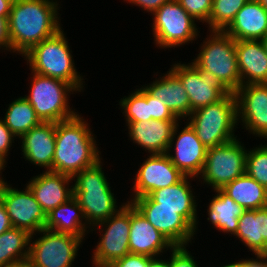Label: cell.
I'll return each instance as SVG.
<instances>
[{
    "label": "cell",
    "instance_id": "f1b7e54d",
    "mask_svg": "<svg viewBox=\"0 0 267 267\" xmlns=\"http://www.w3.org/2000/svg\"><path fill=\"white\" fill-rule=\"evenodd\" d=\"M217 194L208 205V220L218 229L235 235L239 217L245 210L221 189L214 190Z\"/></svg>",
    "mask_w": 267,
    "mask_h": 267
},
{
    "label": "cell",
    "instance_id": "3957f363",
    "mask_svg": "<svg viewBox=\"0 0 267 267\" xmlns=\"http://www.w3.org/2000/svg\"><path fill=\"white\" fill-rule=\"evenodd\" d=\"M101 164L99 160L72 177H76L73 197L82 209L86 224H90L87 226H95L119 211Z\"/></svg>",
    "mask_w": 267,
    "mask_h": 267
},
{
    "label": "cell",
    "instance_id": "7402d4cb",
    "mask_svg": "<svg viewBox=\"0 0 267 267\" xmlns=\"http://www.w3.org/2000/svg\"><path fill=\"white\" fill-rule=\"evenodd\" d=\"M178 121L150 120L126 122L129 136L133 143L148 150L151 154H164L172 138V133Z\"/></svg>",
    "mask_w": 267,
    "mask_h": 267
},
{
    "label": "cell",
    "instance_id": "cb8c5ba5",
    "mask_svg": "<svg viewBox=\"0 0 267 267\" xmlns=\"http://www.w3.org/2000/svg\"><path fill=\"white\" fill-rule=\"evenodd\" d=\"M189 178L184 176L178 183L154 190L148 196L157 203V207L176 209L197 230V210L195 196L192 193Z\"/></svg>",
    "mask_w": 267,
    "mask_h": 267
},
{
    "label": "cell",
    "instance_id": "484cf974",
    "mask_svg": "<svg viewBox=\"0 0 267 267\" xmlns=\"http://www.w3.org/2000/svg\"><path fill=\"white\" fill-rule=\"evenodd\" d=\"M234 236L241 239L254 255L263 253L267 248V207L244 210Z\"/></svg>",
    "mask_w": 267,
    "mask_h": 267
},
{
    "label": "cell",
    "instance_id": "74e56055",
    "mask_svg": "<svg viewBox=\"0 0 267 267\" xmlns=\"http://www.w3.org/2000/svg\"><path fill=\"white\" fill-rule=\"evenodd\" d=\"M151 257L129 253L113 261L108 267H148Z\"/></svg>",
    "mask_w": 267,
    "mask_h": 267
},
{
    "label": "cell",
    "instance_id": "7dc6e473",
    "mask_svg": "<svg viewBox=\"0 0 267 267\" xmlns=\"http://www.w3.org/2000/svg\"><path fill=\"white\" fill-rule=\"evenodd\" d=\"M5 164H6V160L3 158V157H1L0 156V175H2L1 173H2V169L3 170H5L4 168V166H5ZM0 182L3 184L5 181L2 179V177H0Z\"/></svg>",
    "mask_w": 267,
    "mask_h": 267
},
{
    "label": "cell",
    "instance_id": "9c48e42d",
    "mask_svg": "<svg viewBox=\"0 0 267 267\" xmlns=\"http://www.w3.org/2000/svg\"><path fill=\"white\" fill-rule=\"evenodd\" d=\"M153 16L154 41L161 48L184 45L198 36L195 19L177 0L163 4Z\"/></svg>",
    "mask_w": 267,
    "mask_h": 267
},
{
    "label": "cell",
    "instance_id": "ab89813d",
    "mask_svg": "<svg viewBox=\"0 0 267 267\" xmlns=\"http://www.w3.org/2000/svg\"><path fill=\"white\" fill-rule=\"evenodd\" d=\"M8 18L9 17L0 16V49L1 47H5V50L11 52L12 45L9 37Z\"/></svg>",
    "mask_w": 267,
    "mask_h": 267
},
{
    "label": "cell",
    "instance_id": "9a60e30c",
    "mask_svg": "<svg viewBox=\"0 0 267 267\" xmlns=\"http://www.w3.org/2000/svg\"><path fill=\"white\" fill-rule=\"evenodd\" d=\"M237 118L246 130L267 139V83L241 85L235 92Z\"/></svg>",
    "mask_w": 267,
    "mask_h": 267
},
{
    "label": "cell",
    "instance_id": "ee69618b",
    "mask_svg": "<svg viewBox=\"0 0 267 267\" xmlns=\"http://www.w3.org/2000/svg\"><path fill=\"white\" fill-rule=\"evenodd\" d=\"M14 0H0V16L9 17Z\"/></svg>",
    "mask_w": 267,
    "mask_h": 267
},
{
    "label": "cell",
    "instance_id": "d590c367",
    "mask_svg": "<svg viewBox=\"0 0 267 267\" xmlns=\"http://www.w3.org/2000/svg\"><path fill=\"white\" fill-rule=\"evenodd\" d=\"M147 104H149V121H178L179 119L167 108L165 102L150 96L147 93Z\"/></svg>",
    "mask_w": 267,
    "mask_h": 267
},
{
    "label": "cell",
    "instance_id": "f35d334b",
    "mask_svg": "<svg viewBox=\"0 0 267 267\" xmlns=\"http://www.w3.org/2000/svg\"><path fill=\"white\" fill-rule=\"evenodd\" d=\"M14 137H16L10 129L6 126L4 120L0 119V156L5 160L8 156L7 153L12 146V141H14Z\"/></svg>",
    "mask_w": 267,
    "mask_h": 267
},
{
    "label": "cell",
    "instance_id": "d4e9b609",
    "mask_svg": "<svg viewBox=\"0 0 267 267\" xmlns=\"http://www.w3.org/2000/svg\"><path fill=\"white\" fill-rule=\"evenodd\" d=\"M143 89L152 97L165 102L169 110L179 119L192 113L186 90L180 79L169 70L166 75L156 79Z\"/></svg>",
    "mask_w": 267,
    "mask_h": 267
},
{
    "label": "cell",
    "instance_id": "277c9868",
    "mask_svg": "<svg viewBox=\"0 0 267 267\" xmlns=\"http://www.w3.org/2000/svg\"><path fill=\"white\" fill-rule=\"evenodd\" d=\"M61 29L53 36L33 46L23 56L31 72L56 78L71 84L78 92L83 89V78L75 68L68 41Z\"/></svg>",
    "mask_w": 267,
    "mask_h": 267
},
{
    "label": "cell",
    "instance_id": "e0dca14e",
    "mask_svg": "<svg viewBox=\"0 0 267 267\" xmlns=\"http://www.w3.org/2000/svg\"><path fill=\"white\" fill-rule=\"evenodd\" d=\"M184 175L172 164L167 153L151 154L135 176L134 198L147 196L154 190L178 183Z\"/></svg>",
    "mask_w": 267,
    "mask_h": 267
},
{
    "label": "cell",
    "instance_id": "4fadbf2b",
    "mask_svg": "<svg viewBox=\"0 0 267 267\" xmlns=\"http://www.w3.org/2000/svg\"><path fill=\"white\" fill-rule=\"evenodd\" d=\"M131 202L174 246H185L193 239L195 228L176 209L157 207L148 195Z\"/></svg>",
    "mask_w": 267,
    "mask_h": 267
},
{
    "label": "cell",
    "instance_id": "2e32d148",
    "mask_svg": "<svg viewBox=\"0 0 267 267\" xmlns=\"http://www.w3.org/2000/svg\"><path fill=\"white\" fill-rule=\"evenodd\" d=\"M185 126L177 136L179 125L178 123L175 125L167 154L172 164L184 176L198 177L204 167L207 148L198 139L195 130L190 124L187 123ZM174 143L175 155H170L169 151Z\"/></svg>",
    "mask_w": 267,
    "mask_h": 267
},
{
    "label": "cell",
    "instance_id": "ffe728a7",
    "mask_svg": "<svg viewBox=\"0 0 267 267\" xmlns=\"http://www.w3.org/2000/svg\"><path fill=\"white\" fill-rule=\"evenodd\" d=\"M71 180L73 179L70 176L45 171L32 178L27 186L47 215L73 197V188H69Z\"/></svg>",
    "mask_w": 267,
    "mask_h": 267
},
{
    "label": "cell",
    "instance_id": "816d5d0a",
    "mask_svg": "<svg viewBox=\"0 0 267 267\" xmlns=\"http://www.w3.org/2000/svg\"><path fill=\"white\" fill-rule=\"evenodd\" d=\"M267 53V36L262 40Z\"/></svg>",
    "mask_w": 267,
    "mask_h": 267
},
{
    "label": "cell",
    "instance_id": "c3c4849f",
    "mask_svg": "<svg viewBox=\"0 0 267 267\" xmlns=\"http://www.w3.org/2000/svg\"><path fill=\"white\" fill-rule=\"evenodd\" d=\"M262 257H263V259L265 260V264H266V267H267V248H266V250L263 252V253H261L260 254Z\"/></svg>",
    "mask_w": 267,
    "mask_h": 267
},
{
    "label": "cell",
    "instance_id": "7bdbcfd3",
    "mask_svg": "<svg viewBox=\"0 0 267 267\" xmlns=\"http://www.w3.org/2000/svg\"><path fill=\"white\" fill-rule=\"evenodd\" d=\"M257 259H248L236 262L238 267H266L265 260L260 254L256 255Z\"/></svg>",
    "mask_w": 267,
    "mask_h": 267
},
{
    "label": "cell",
    "instance_id": "6da1fadb",
    "mask_svg": "<svg viewBox=\"0 0 267 267\" xmlns=\"http://www.w3.org/2000/svg\"><path fill=\"white\" fill-rule=\"evenodd\" d=\"M58 8L56 0H14L8 18L13 53L23 56L61 30Z\"/></svg>",
    "mask_w": 267,
    "mask_h": 267
},
{
    "label": "cell",
    "instance_id": "60d3db41",
    "mask_svg": "<svg viewBox=\"0 0 267 267\" xmlns=\"http://www.w3.org/2000/svg\"><path fill=\"white\" fill-rule=\"evenodd\" d=\"M128 1L131 4H136L137 6H140L143 10H146L147 12L154 13L159 7H161L163 4L170 2L172 0H124Z\"/></svg>",
    "mask_w": 267,
    "mask_h": 267
},
{
    "label": "cell",
    "instance_id": "7c38bea8",
    "mask_svg": "<svg viewBox=\"0 0 267 267\" xmlns=\"http://www.w3.org/2000/svg\"><path fill=\"white\" fill-rule=\"evenodd\" d=\"M0 199L9 216L12 227L27 231L30 235L44 229L47 215L28 186L25 191L10 187L4 182Z\"/></svg>",
    "mask_w": 267,
    "mask_h": 267
},
{
    "label": "cell",
    "instance_id": "603a6c76",
    "mask_svg": "<svg viewBox=\"0 0 267 267\" xmlns=\"http://www.w3.org/2000/svg\"><path fill=\"white\" fill-rule=\"evenodd\" d=\"M224 32L235 40H263L267 36V10L257 0H248Z\"/></svg>",
    "mask_w": 267,
    "mask_h": 267
},
{
    "label": "cell",
    "instance_id": "bcb514c9",
    "mask_svg": "<svg viewBox=\"0 0 267 267\" xmlns=\"http://www.w3.org/2000/svg\"><path fill=\"white\" fill-rule=\"evenodd\" d=\"M6 267H35V266L31 263V261L28 258H26L24 260L13 262L7 265Z\"/></svg>",
    "mask_w": 267,
    "mask_h": 267
},
{
    "label": "cell",
    "instance_id": "8992f818",
    "mask_svg": "<svg viewBox=\"0 0 267 267\" xmlns=\"http://www.w3.org/2000/svg\"><path fill=\"white\" fill-rule=\"evenodd\" d=\"M210 33L191 64L214 75L229 92L234 93L241 86L235 39L224 31Z\"/></svg>",
    "mask_w": 267,
    "mask_h": 267
},
{
    "label": "cell",
    "instance_id": "e575fe53",
    "mask_svg": "<svg viewBox=\"0 0 267 267\" xmlns=\"http://www.w3.org/2000/svg\"><path fill=\"white\" fill-rule=\"evenodd\" d=\"M180 5L192 16L200 22H208L212 10L213 0H177Z\"/></svg>",
    "mask_w": 267,
    "mask_h": 267
},
{
    "label": "cell",
    "instance_id": "f546056e",
    "mask_svg": "<svg viewBox=\"0 0 267 267\" xmlns=\"http://www.w3.org/2000/svg\"><path fill=\"white\" fill-rule=\"evenodd\" d=\"M30 237L27 231L16 227L0 234V267L28 258Z\"/></svg>",
    "mask_w": 267,
    "mask_h": 267
},
{
    "label": "cell",
    "instance_id": "f907efd6",
    "mask_svg": "<svg viewBox=\"0 0 267 267\" xmlns=\"http://www.w3.org/2000/svg\"><path fill=\"white\" fill-rule=\"evenodd\" d=\"M221 267H238V265L234 262V263L227 264V265H224V266H221Z\"/></svg>",
    "mask_w": 267,
    "mask_h": 267
},
{
    "label": "cell",
    "instance_id": "ba28073f",
    "mask_svg": "<svg viewBox=\"0 0 267 267\" xmlns=\"http://www.w3.org/2000/svg\"><path fill=\"white\" fill-rule=\"evenodd\" d=\"M240 141H232L207 148L201 179L214 190L245 174L247 150Z\"/></svg>",
    "mask_w": 267,
    "mask_h": 267
},
{
    "label": "cell",
    "instance_id": "836d02e7",
    "mask_svg": "<svg viewBox=\"0 0 267 267\" xmlns=\"http://www.w3.org/2000/svg\"><path fill=\"white\" fill-rule=\"evenodd\" d=\"M247 152L245 173L267 189V145Z\"/></svg>",
    "mask_w": 267,
    "mask_h": 267
},
{
    "label": "cell",
    "instance_id": "f6af8a7d",
    "mask_svg": "<svg viewBox=\"0 0 267 267\" xmlns=\"http://www.w3.org/2000/svg\"><path fill=\"white\" fill-rule=\"evenodd\" d=\"M148 267H170V261L156 259L155 257L151 258L148 264Z\"/></svg>",
    "mask_w": 267,
    "mask_h": 267
},
{
    "label": "cell",
    "instance_id": "7a4b0ae2",
    "mask_svg": "<svg viewBox=\"0 0 267 267\" xmlns=\"http://www.w3.org/2000/svg\"><path fill=\"white\" fill-rule=\"evenodd\" d=\"M90 130L78 114L56 123L53 172L73 177L101 160Z\"/></svg>",
    "mask_w": 267,
    "mask_h": 267
},
{
    "label": "cell",
    "instance_id": "d6986e66",
    "mask_svg": "<svg viewBox=\"0 0 267 267\" xmlns=\"http://www.w3.org/2000/svg\"><path fill=\"white\" fill-rule=\"evenodd\" d=\"M55 129V122H41L20 138L24 159L51 172L56 146Z\"/></svg>",
    "mask_w": 267,
    "mask_h": 267
},
{
    "label": "cell",
    "instance_id": "b9f144b4",
    "mask_svg": "<svg viewBox=\"0 0 267 267\" xmlns=\"http://www.w3.org/2000/svg\"><path fill=\"white\" fill-rule=\"evenodd\" d=\"M12 227L6 209L0 199V234Z\"/></svg>",
    "mask_w": 267,
    "mask_h": 267
},
{
    "label": "cell",
    "instance_id": "4dcf8cb0",
    "mask_svg": "<svg viewBox=\"0 0 267 267\" xmlns=\"http://www.w3.org/2000/svg\"><path fill=\"white\" fill-rule=\"evenodd\" d=\"M5 114L3 120L6 126L19 138L42 122L24 97L11 102Z\"/></svg>",
    "mask_w": 267,
    "mask_h": 267
},
{
    "label": "cell",
    "instance_id": "30bf717a",
    "mask_svg": "<svg viewBox=\"0 0 267 267\" xmlns=\"http://www.w3.org/2000/svg\"><path fill=\"white\" fill-rule=\"evenodd\" d=\"M34 242L30 237L28 259L35 267H71L83 239L68 233L42 229ZM32 242V243H31Z\"/></svg>",
    "mask_w": 267,
    "mask_h": 267
},
{
    "label": "cell",
    "instance_id": "4316f807",
    "mask_svg": "<svg viewBox=\"0 0 267 267\" xmlns=\"http://www.w3.org/2000/svg\"><path fill=\"white\" fill-rule=\"evenodd\" d=\"M84 216L77 200L72 197L66 203L59 205L47 214V220L44 229L58 233H68L80 238L85 237L86 222H83ZM84 224H83V223Z\"/></svg>",
    "mask_w": 267,
    "mask_h": 267
},
{
    "label": "cell",
    "instance_id": "83f0119b",
    "mask_svg": "<svg viewBox=\"0 0 267 267\" xmlns=\"http://www.w3.org/2000/svg\"><path fill=\"white\" fill-rule=\"evenodd\" d=\"M221 190L245 210L267 207V189L246 173Z\"/></svg>",
    "mask_w": 267,
    "mask_h": 267
},
{
    "label": "cell",
    "instance_id": "8d00e7d4",
    "mask_svg": "<svg viewBox=\"0 0 267 267\" xmlns=\"http://www.w3.org/2000/svg\"><path fill=\"white\" fill-rule=\"evenodd\" d=\"M172 254L170 259V267H198L194 257L191 256L185 246H174L170 249Z\"/></svg>",
    "mask_w": 267,
    "mask_h": 267
},
{
    "label": "cell",
    "instance_id": "52a82bcc",
    "mask_svg": "<svg viewBox=\"0 0 267 267\" xmlns=\"http://www.w3.org/2000/svg\"><path fill=\"white\" fill-rule=\"evenodd\" d=\"M30 103L42 122H59L77 115L68 105V93L77 90L69 83L32 72Z\"/></svg>",
    "mask_w": 267,
    "mask_h": 267
},
{
    "label": "cell",
    "instance_id": "1f68e13d",
    "mask_svg": "<svg viewBox=\"0 0 267 267\" xmlns=\"http://www.w3.org/2000/svg\"><path fill=\"white\" fill-rule=\"evenodd\" d=\"M248 0H213L209 16V31H224L233 21L236 13Z\"/></svg>",
    "mask_w": 267,
    "mask_h": 267
},
{
    "label": "cell",
    "instance_id": "d6a6232c",
    "mask_svg": "<svg viewBox=\"0 0 267 267\" xmlns=\"http://www.w3.org/2000/svg\"><path fill=\"white\" fill-rule=\"evenodd\" d=\"M127 122L149 121V104L147 92L142 88L136 89L128 97L119 102Z\"/></svg>",
    "mask_w": 267,
    "mask_h": 267
},
{
    "label": "cell",
    "instance_id": "44dd1931",
    "mask_svg": "<svg viewBox=\"0 0 267 267\" xmlns=\"http://www.w3.org/2000/svg\"><path fill=\"white\" fill-rule=\"evenodd\" d=\"M235 48L241 85L267 83V53L262 40H235Z\"/></svg>",
    "mask_w": 267,
    "mask_h": 267
},
{
    "label": "cell",
    "instance_id": "8fae6325",
    "mask_svg": "<svg viewBox=\"0 0 267 267\" xmlns=\"http://www.w3.org/2000/svg\"><path fill=\"white\" fill-rule=\"evenodd\" d=\"M104 228L100 241L93 252V264L95 266H109L113 261L130 253V202L121 205L119 211L95 225Z\"/></svg>",
    "mask_w": 267,
    "mask_h": 267
},
{
    "label": "cell",
    "instance_id": "681fc988",
    "mask_svg": "<svg viewBox=\"0 0 267 267\" xmlns=\"http://www.w3.org/2000/svg\"><path fill=\"white\" fill-rule=\"evenodd\" d=\"M267 10V0H257Z\"/></svg>",
    "mask_w": 267,
    "mask_h": 267
},
{
    "label": "cell",
    "instance_id": "5bb4252c",
    "mask_svg": "<svg viewBox=\"0 0 267 267\" xmlns=\"http://www.w3.org/2000/svg\"><path fill=\"white\" fill-rule=\"evenodd\" d=\"M188 64L177 63L170 70L180 79L186 90L192 112L218 102L230 93L214 75Z\"/></svg>",
    "mask_w": 267,
    "mask_h": 267
},
{
    "label": "cell",
    "instance_id": "ac0fdd59",
    "mask_svg": "<svg viewBox=\"0 0 267 267\" xmlns=\"http://www.w3.org/2000/svg\"><path fill=\"white\" fill-rule=\"evenodd\" d=\"M174 245L130 202L129 250L132 254L155 257Z\"/></svg>",
    "mask_w": 267,
    "mask_h": 267
},
{
    "label": "cell",
    "instance_id": "5b68a950",
    "mask_svg": "<svg viewBox=\"0 0 267 267\" xmlns=\"http://www.w3.org/2000/svg\"><path fill=\"white\" fill-rule=\"evenodd\" d=\"M235 94L230 92L218 102L193 111L187 119L198 139L206 148L219 146L236 139L238 125Z\"/></svg>",
    "mask_w": 267,
    "mask_h": 267
}]
</instances>
